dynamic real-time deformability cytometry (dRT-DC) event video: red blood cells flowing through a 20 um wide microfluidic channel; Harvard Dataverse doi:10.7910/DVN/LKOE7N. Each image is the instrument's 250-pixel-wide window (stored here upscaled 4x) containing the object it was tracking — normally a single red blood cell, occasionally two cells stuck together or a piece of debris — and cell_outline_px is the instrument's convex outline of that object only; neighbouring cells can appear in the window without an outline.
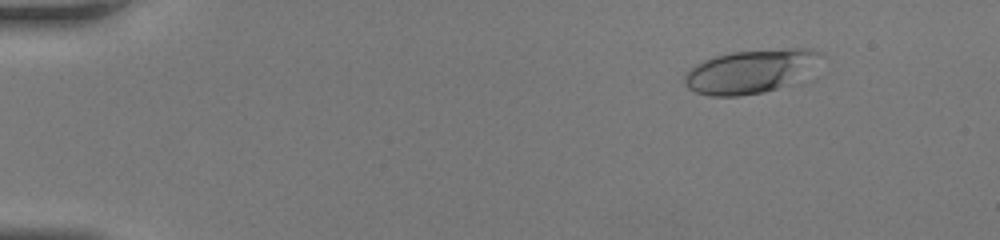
{"species": "human", "species_latin": "Homo sapiens", "temperature_condition": "room temperature", "stored_images_in_passage": 45, "camera_frame_rate_fps": 3000, "um_per_image_px": 0.085, "donor": {"sex": "female"}, "frame": {"image": 1, "passage_image": 6, "time_ms": 1.667, "image_size_px": [1000, 240], "cell_outline_px": [[824, 56], [784, 84], [776, 88], [764, 92], [736, 96], [708, 96], [696, 92], [688, 88], [684, 84], [684, 76], [696, 64], [704, 60], [716, 56], [732, 52], [788, 48], [812, 48], [820, 52]], "centroid_in_image_um": [63.67, 6.05], "position_along_channel_um": 21.3, "area_um2": 33.35}}
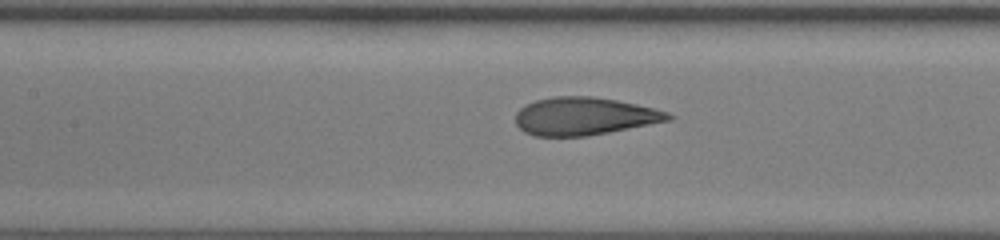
{"frame": {"image": 2, "passage_image": 22, "time_ms": 7.0, "image_size_px": [1000, 240], "cell_outline_px": [[676, 116], [672, 120], [588, 136], [536, 136], [524, 132], [516, 124], [516, 112], [524, 104], [536, 100], [556, 96], [592, 96], [616, 100], [636, 104], [668, 112]], "centroid_in_image_um": [49.67, 9.88], "position_along_channel_um": 157.7, "area_um2": 33.7}}
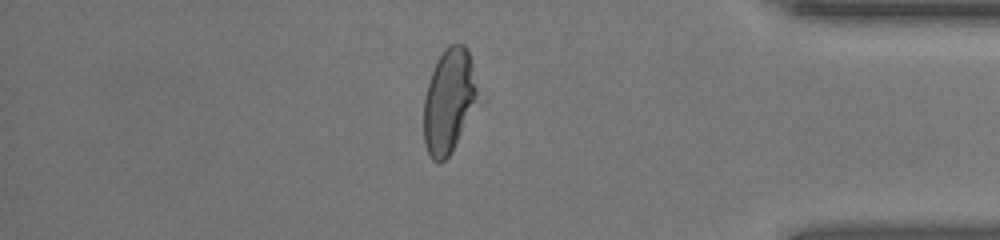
{"frame": {"image": 3, "passage_image": 39, "time_ms": 12.667, "image_size_px": [1000, 240], "cell_outline_px": [[484, 104], [448, 156], [440, 164], [432, 160], [424, 144], [424, 96], [432, 72], [444, 48], [448, 44], [464, 44], [468, 48], [484, 100]], "centroid_in_image_um": [38.29, 8.6], "position_along_channel_um": 396.9, "area_um2": 34.85}}